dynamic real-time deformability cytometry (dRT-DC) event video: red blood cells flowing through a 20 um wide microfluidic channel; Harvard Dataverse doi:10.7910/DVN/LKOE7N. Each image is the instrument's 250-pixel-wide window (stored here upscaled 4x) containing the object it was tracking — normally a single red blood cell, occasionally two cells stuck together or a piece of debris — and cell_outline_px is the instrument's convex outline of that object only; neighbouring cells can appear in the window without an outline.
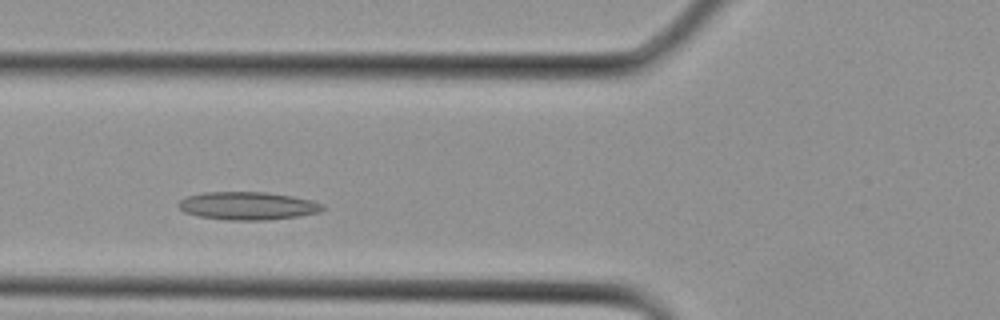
{"species": "Egyptian fruit bat (a non-hibernating species)", "species_latin": "Rousettus aegyptiacus", "temperature_condition": "cold", "stored_images_in_passage": 16, "camera_frame_rate_fps": 3000, "um_per_image_px": 0.085, "animal": {"sex": "female"}, "frame": {"image": 1, "passage_image": 5, "time_ms": 1.333, "image_size_px": [1000, 320], "cell_outline_px": [[324, 208], [320, 212], [296, 216], [268, 220], [224, 220], [200, 216], [184, 212], [176, 204], [180, 200], [188, 196], [204, 192], [264, 192], [292, 196], [312, 200], [324, 204]], "centroid_in_image_um": [21.05, 17.49], "position_along_channel_um": 104.7, "area_um2": 23.47}}
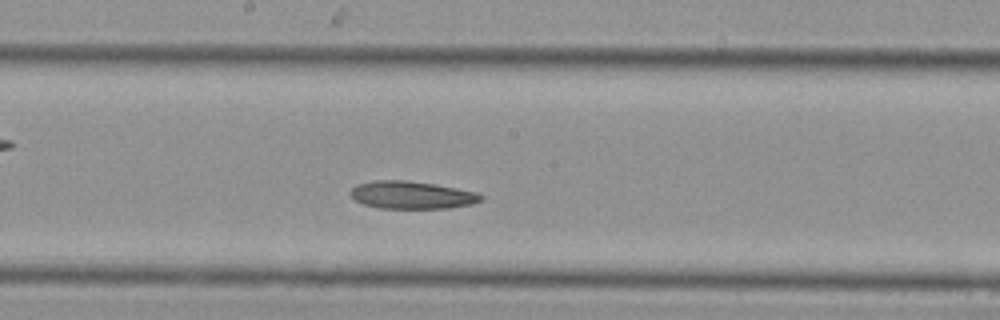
{"frame": {"image": 2, "passage_image": 10, "time_ms": 3.0, "image_size_px": [1000, 320], "cell_outline_px": [[484, 200], [472, 204], [448, 208], [380, 208], [364, 204], [356, 200], [348, 192], [356, 184], [372, 180], [408, 180], [436, 184], [476, 192], [484, 196]], "centroid_in_image_um": [35.01, 16.56], "position_along_channel_um": 213.2, "area_um2": 21.15}}
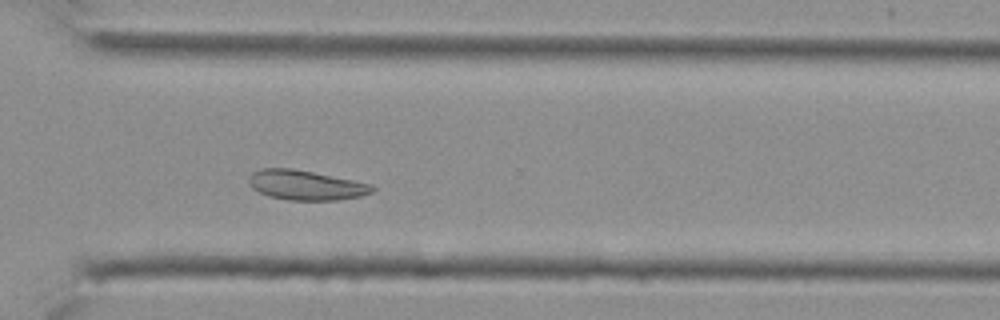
{"frame": {"image": 3, "passage_image": 16, "time_ms": 5.0, "image_size_px": [1000, 320], "cell_outline_px": [[376, 188], [372, 192], [360, 196], [340, 200], [288, 200], [268, 196], [252, 188], [248, 184], [248, 176], [252, 172], [260, 168], [292, 168], [372, 184]], "centroid_in_image_um": [25.96, 15.74], "position_along_channel_um": 344.6, "area_um2": 21.44}}